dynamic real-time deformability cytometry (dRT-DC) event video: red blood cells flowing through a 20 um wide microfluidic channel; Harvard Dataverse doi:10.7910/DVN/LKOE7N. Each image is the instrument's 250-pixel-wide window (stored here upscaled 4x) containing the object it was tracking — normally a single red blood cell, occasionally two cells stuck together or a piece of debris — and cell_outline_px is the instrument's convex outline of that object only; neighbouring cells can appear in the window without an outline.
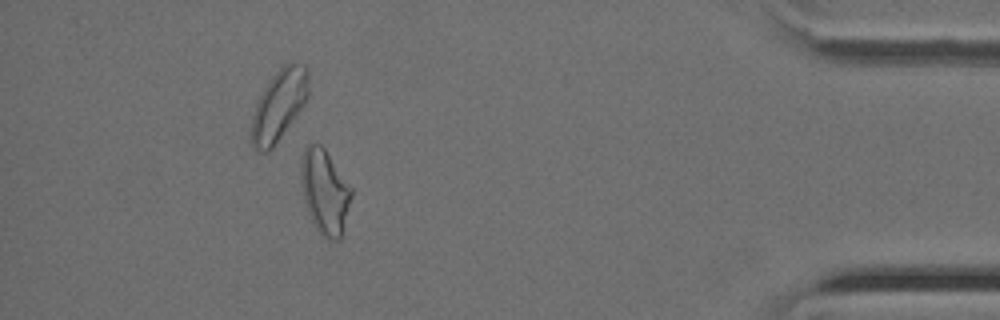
{"species": "Egyptian fruit bat (a non-hibernating species)", "species_latin": "Rousettus aegyptiacus", "temperature_condition": "cold", "stored_images_in_passage": 43, "camera_frame_rate_fps": 3000, "um_per_image_px": 0.085, "animal": {"sex": "female"}, "frame": {"image": 1, "passage_image": 37, "time_ms": 12.0, "image_size_px": [1000, 320], "cell_outline_px": [[352, 196], [340, 240], [328, 240], [320, 236], [308, 212], [304, 200], [300, 184], [300, 160], [304, 148], [308, 144], [320, 144], [324, 148], [352, 188]], "centroid_in_image_um": [27.58, 16.3], "position_along_channel_um": 407.6, "area_um2": 25.03}}